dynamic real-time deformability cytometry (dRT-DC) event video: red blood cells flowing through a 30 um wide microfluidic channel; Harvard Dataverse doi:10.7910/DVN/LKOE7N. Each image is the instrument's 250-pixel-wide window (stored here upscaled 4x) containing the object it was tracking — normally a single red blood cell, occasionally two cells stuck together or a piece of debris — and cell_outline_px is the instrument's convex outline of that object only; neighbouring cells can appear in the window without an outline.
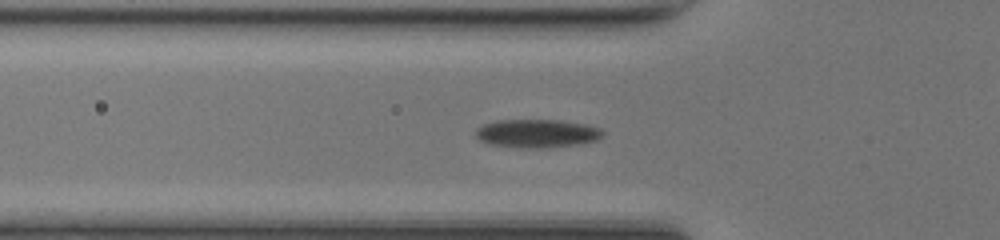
{"species": "common noctule bat (a hibernating species)", "species_latin": "Nyctalus noctula", "temperature_condition": "room temperature", "stored_images_in_passage": 43, "camera_frame_rate_fps": 3000, "um_per_image_px": 0.085, "animal": {"sex": "female", "body_mass_g": 17.0, "forearm_length_mm": 48.0}, "frame": {"image": 1, "passage_image": 8, "time_ms": 2.333, "image_size_px": [1000, 240], "cell_outline_px": [[604, 136], [596, 140], [580, 144], [544, 148], [520, 148], [488, 144], [480, 140], [476, 136], [476, 128], [484, 124], [496, 120], [560, 120], [588, 124], [600, 128], [604, 132]], "centroid_in_image_um": [45.67, 11.34], "position_along_channel_um": 80.1, "area_um2": 21.27}}
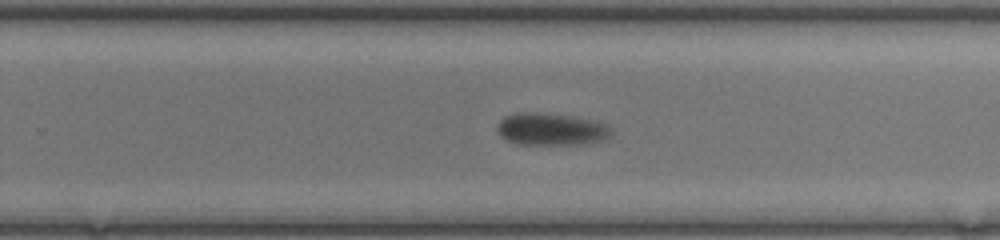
{"frame": {"image": 2, "passage_image": 23, "time_ms": 7.333, "image_size_px": [1000, 240], "cell_outline_px": [[612, 132], [608, 136], [600, 140], [580, 144], [516, 144], [500, 136], [496, 128], [500, 120], [504, 116], [516, 112], [536, 112], [572, 116], [604, 124]], "centroid_in_image_um": [46.74, 10.97], "position_along_channel_um": 283.1, "area_um2": 21.1}}
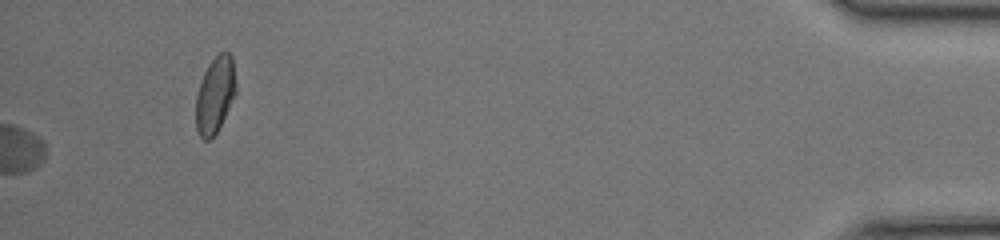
{"frame": {"image": 3, "passage_image": 43, "time_ms": 14.0, "image_size_px": [1000, 240], "cell_outline_px": [[236, 92], [216, 132], [208, 140], [204, 140], [200, 136], [196, 128], [196, 96], [204, 72], [208, 64], [220, 52], [228, 52], [232, 56], [236, 80]], "centroid_in_image_um": [18.28, 8.03], "position_along_channel_um": 416.9, "area_um2": 17.51}, "authors_computed_cell_mechanics": {"area_um2": 21.9062, "velocity_mm_per_s": 4.0498, "shape_relaxation_time_tau1_ms": 1.5205, "shape_relaxation_time_tau2_ms": null, "deformation_change_tau1": 0.0555, "deformation_change_tau2": null}}